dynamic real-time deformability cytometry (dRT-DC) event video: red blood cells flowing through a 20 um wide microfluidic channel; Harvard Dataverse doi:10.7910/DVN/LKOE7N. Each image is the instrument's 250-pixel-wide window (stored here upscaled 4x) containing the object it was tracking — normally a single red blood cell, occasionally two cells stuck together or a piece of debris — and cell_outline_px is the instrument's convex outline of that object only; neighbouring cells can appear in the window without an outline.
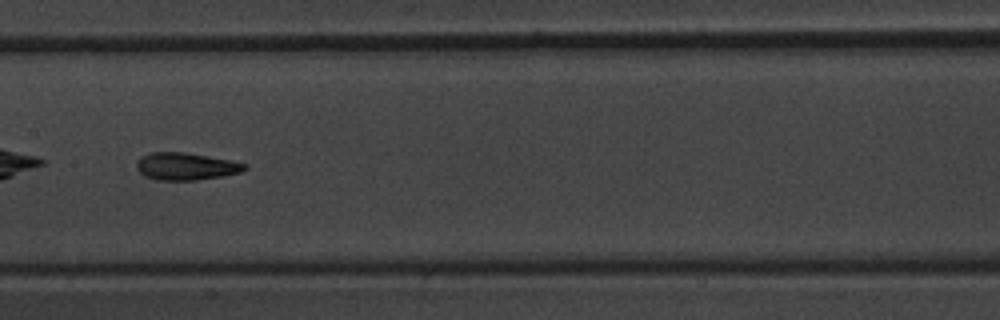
{"species": "common noctule bat (a hibernating species)", "species_latin": "Nyctalus noctula", "temperature_condition": "warm", "stored_images_in_passage": 38, "camera_frame_rate_fps": 3000, "um_per_image_px": 0.085, "animal": {"sex": "male", "body_mass_g": 20.1, "forearm_length_mm": 53.5}, "frame": {"image": 1, "passage_image": 12, "time_ms": 3.667, "image_size_px": [1000, 320], "cell_outline_px": [[248, 168], [240, 172], [220, 176], [196, 180], [156, 180], [144, 176], [136, 168], [136, 164], [140, 156], [152, 152], [184, 152], [228, 160], [244, 164]], "centroid_in_image_um": [15.73, 14.14], "position_along_channel_um": 191.7, "area_um2": 16.99}}
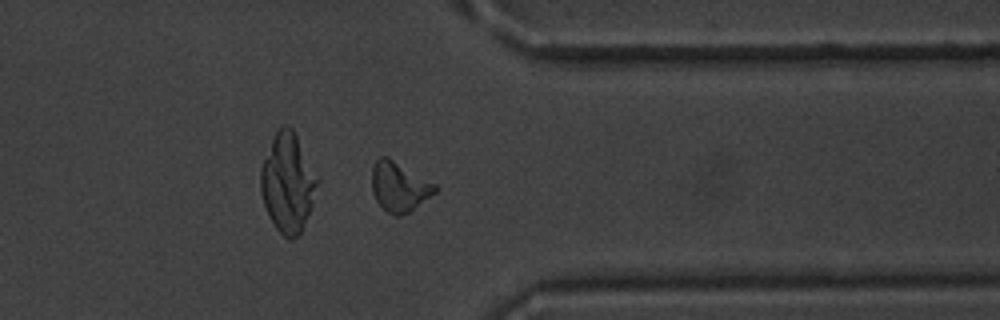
{"frame": {"image": 2, "passage_image": 27, "time_ms": 8.667, "image_size_px": [1000, 320], "cell_outline_px": [[436, 192], [408, 212], [400, 216], [396, 216], [388, 212], [376, 200], [372, 192], [372, 168], [376, 160], [380, 156], [388, 156], [436, 184]], "centroid_in_image_um": [33.91, 15.84], "position_along_channel_um": 377.5, "area_um2": 18.09}, "authors_computed_cell_mechanics": {"area_um2": 17.1088, "velocity_mm_per_s": 3.8106, "shape_relaxation_time_tau1_ms": 6.383, "shape_relaxation_time_tau2_ms": 3.2276, "deformation_change_tau1": 0.187, "deformation_change_tau2": 0.1113}}